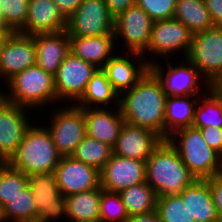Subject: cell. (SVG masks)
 I'll list each match as a JSON object with an SVG mask.
<instances>
[{
	"instance_id": "6da1fadb",
	"label": "cell",
	"mask_w": 222,
	"mask_h": 222,
	"mask_svg": "<svg viewBox=\"0 0 222 222\" xmlns=\"http://www.w3.org/2000/svg\"><path fill=\"white\" fill-rule=\"evenodd\" d=\"M166 99L161 81L149 69L130 90L119 96L124 122L152 130L164 140Z\"/></svg>"
},
{
	"instance_id": "7a4b0ae2",
	"label": "cell",
	"mask_w": 222,
	"mask_h": 222,
	"mask_svg": "<svg viewBox=\"0 0 222 222\" xmlns=\"http://www.w3.org/2000/svg\"><path fill=\"white\" fill-rule=\"evenodd\" d=\"M145 168L146 182L157 197L179 194L196 180L167 139L154 149Z\"/></svg>"
},
{
	"instance_id": "3957f363",
	"label": "cell",
	"mask_w": 222,
	"mask_h": 222,
	"mask_svg": "<svg viewBox=\"0 0 222 222\" xmlns=\"http://www.w3.org/2000/svg\"><path fill=\"white\" fill-rule=\"evenodd\" d=\"M61 157L47 128L32 124L7 163L26 175L51 173Z\"/></svg>"
},
{
	"instance_id": "277c9868",
	"label": "cell",
	"mask_w": 222,
	"mask_h": 222,
	"mask_svg": "<svg viewBox=\"0 0 222 222\" xmlns=\"http://www.w3.org/2000/svg\"><path fill=\"white\" fill-rule=\"evenodd\" d=\"M177 137L179 141L175 140ZM167 140L196 179L217 176L222 157L206 144L200 129L193 126L181 128L168 136Z\"/></svg>"
},
{
	"instance_id": "5b68a950",
	"label": "cell",
	"mask_w": 222,
	"mask_h": 222,
	"mask_svg": "<svg viewBox=\"0 0 222 222\" xmlns=\"http://www.w3.org/2000/svg\"><path fill=\"white\" fill-rule=\"evenodd\" d=\"M10 93H1L8 102L25 108L45 106L58 102L54 86V76L34 65L15 74L7 81ZM53 101V102H52Z\"/></svg>"
},
{
	"instance_id": "8992f818",
	"label": "cell",
	"mask_w": 222,
	"mask_h": 222,
	"mask_svg": "<svg viewBox=\"0 0 222 222\" xmlns=\"http://www.w3.org/2000/svg\"><path fill=\"white\" fill-rule=\"evenodd\" d=\"M203 75L205 91L222 75V27L193 34L186 57ZM205 77V79H204Z\"/></svg>"
},
{
	"instance_id": "52a82bcc",
	"label": "cell",
	"mask_w": 222,
	"mask_h": 222,
	"mask_svg": "<svg viewBox=\"0 0 222 222\" xmlns=\"http://www.w3.org/2000/svg\"><path fill=\"white\" fill-rule=\"evenodd\" d=\"M52 116L46 128L54 145L62 157L71 156L76 146L87 135L84 109L76 107L73 103L65 109L55 108Z\"/></svg>"
},
{
	"instance_id": "ba28073f",
	"label": "cell",
	"mask_w": 222,
	"mask_h": 222,
	"mask_svg": "<svg viewBox=\"0 0 222 222\" xmlns=\"http://www.w3.org/2000/svg\"><path fill=\"white\" fill-rule=\"evenodd\" d=\"M153 20L137 4L130 6L114 18V37L115 41L124 40L123 47L128 48V53L143 54L151 38Z\"/></svg>"
},
{
	"instance_id": "9c48e42d",
	"label": "cell",
	"mask_w": 222,
	"mask_h": 222,
	"mask_svg": "<svg viewBox=\"0 0 222 222\" xmlns=\"http://www.w3.org/2000/svg\"><path fill=\"white\" fill-rule=\"evenodd\" d=\"M114 16L104 0H83L67 19L69 36H101L114 34Z\"/></svg>"
},
{
	"instance_id": "30bf717a",
	"label": "cell",
	"mask_w": 222,
	"mask_h": 222,
	"mask_svg": "<svg viewBox=\"0 0 222 222\" xmlns=\"http://www.w3.org/2000/svg\"><path fill=\"white\" fill-rule=\"evenodd\" d=\"M28 186L34 196L39 222L67 218L66 198L60 192L54 172L27 175Z\"/></svg>"
},
{
	"instance_id": "8fae6325",
	"label": "cell",
	"mask_w": 222,
	"mask_h": 222,
	"mask_svg": "<svg viewBox=\"0 0 222 222\" xmlns=\"http://www.w3.org/2000/svg\"><path fill=\"white\" fill-rule=\"evenodd\" d=\"M97 69L94 64L86 62L70 52L54 75L57 99L61 102L63 99L68 102L72 101L71 104L78 101Z\"/></svg>"
},
{
	"instance_id": "7c38bea8",
	"label": "cell",
	"mask_w": 222,
	"mask_h": 222,
	"mask_svg": "<svg viewBox=\"0 0 222 222\" xmlns=\"http://www.w3.org/2000/svg\"><path fill=\"white\" fill-rule=\"evenodd\" d=\"M34 65H36L34 35L8 32L0 47V76L8 81L15 74Z\"/></svg>"
},
{
	"instance_id": "4fadbf2b",
	"label": "cell",
	"mask_w": 222,
	"mask_h": 222,
	"mask_svg": "<svg viewBox=\"0 0 222 222\" xmlns=\"http://www.w3.org/2000/svg\"><path fill=\"white\" fill-rule=\"evenodd\" d=\"M25 107L0 96V162H7L16 152L26 130L32 125Z\"/></svg>"
},
{
	"instance_id": "5bb4252c",
	"label": "cell",
	"mask_w": 222,
	"mask_h": 222,
	"mask_svg": "<svg viewBox=\"0 0 222 222\" xmlns=\"http://www.w3.org/2000/svg\"><path fill=\"white\" fill-rule=\"evenodd\" d=\"M192 36L190 30L175 18L154 21L146 53L152 52V55L160 57L163 55L169 60V54L174 55L176 50H184L186 58L190 51Z\"/></svg>"
},
{
	"instance_id": "9a60e30c",
	"label": "cell",
	"mask_w": 222,
	"mask_h": 222,
	"mask_svg": "<svg viewBox=\"0 0 222 222\" xmlns=\"http://www.w3.org/2000/svg\"><path fill=\"white\" fill-rule=\"evenodd\" d=\"M54 174L64 197L100 187V171L72 156L61 157Z\"/></svg>"
},
{
	"instance_id": "2e32d148",
	"label": "cell",
	"mask_w": 222,
	"mask_h": 222,
	"mask_svg": "<svg viewBox=\"0 0 222 222\" xmlns=\"http://www.w3.org/2000/svg\"><path fill=\"white\" fill-rule=\"evenodd\" d=\"M145 161L112 154L100 171L102 189L120 193L146 181Z\"/></svg>"
},
{
	"instance_id": "e0dca14e",
	"label": "cell",
	"mask_w": 222,
	"mask_h": 222,
	"mask_svg": "<svg viewBox=\"0 0 222 222\" xmlns=\"http://www.w3.org/2000/svg\"><path fill=\"white\" fill-rule=\"evenodd\" d=\"M186 65L181 63V65L176 66L167 62L166 73L161 67V64L152 62L150 65V70L156 75V77L161 81L164 93L167 97L170 96H198L200 92L199 81L202 80V75L198 69L187 59L184 58ZM185 65V66H184ZM165 75V76H164ZM201 77V78H200ZM198 84V85H197Z\"/></svg>"
},
{
	"instance_id": "ac0fdd59",
	"label": "cell",
	"mask_w": 222,
	"mask_h": 222,
	"mask_svg": "<svg viewBox=\"0 0 222 222\" xmlns=\"http://www.w3.org/2000/svg\"><path fill=\"white\" fill-rule=\"evenodd\" d=\"M111 57L102 68L112 84L114 91L120 96L123 92L130 90L150 69L153 61H144L143 55L138 53H126ZM132 54V55H128ZM137 60V64L130 59L131 56ZM128 56V57H127ZM142 59V60H141ZM141 62H140V61Z\"/></svg>"
},
{
	"instance_id": "d6986e66",
	"label": "cell",
	"mask_w": 222,
	"mask_h": 222,
	"mask_svg": "<svg viewBox=\"0 0 222 222\" xmlns=\"http://www.w3.org/2000/svg\"><path fill=\"white\" fill-rule=\"evenodd\" d=\"M162 140L152 130L124 123L112 148L113 154L146 161Z\"/></svg>"
},
{
	"instance_id": "ffe728a7",
	"label": "cell",
	"mask_w": 222,
	"mask_h": 222,
	"mask_svg": "<svg viewBox=\"0 0 222 222\" xmlns=\"http://www.w3.org/2000/svg\"><path fill=\"white\" fill-rule=\"evenodd\" d=\"M36 65L51 73H57L62 61L70 53V38L67 30L34 35Z\"/></svg>"
},
{
	"instance_id": "44dd1931",
	"label": "cell",
	"mask_w": 222,
	"mask_h": 222,
	"mask_svg": "<svg viewBox=\"0 0 222 222\" xmlns=\"http://www.w3.org/2000/svg\"><path fill=\"white\" fill-rule=\"evenodd\" d=\"M67 28V19L53 0H29L23 34L55 33Z\"/></svg>"
},
{
	"instance_id": "7402d4cb",
	"label": "cell",
	"mask_w": 222,
	"mask_h": 222,
	"mask_svg": "<svg viewBox=\"0 0 222 222\" xmlns=\"http://www.w3.org/2000/svg\"><path fill=\"white\" fill-rule=\"evenodd\" d=\"M84 116L87 135L113 148L125 123L119 105L116 112L107 107L84 109Z\"/></svg>"
},
{
	"instance_id": "603a6c76",
	"label": "cell",
	"mask_w": 222,
	"mask_h": 222,
	"mask_svg": "<svg viewBox=\"0 0 222 222\" xmlns=\"http://www.w3.org/2000/svg\"><path fill=\"white\" fill-rule=\"evenodd\" d=\"M70 52L82 60L103 68L106 62L113 57L116 44L114 34L101 36H69Z\"/></svg>"
},
{
	"instance_id": "cb8c5ba5",
	"label": "cell",
	"mask_w": 222,
	"mask_h": 222,
	"mask_svg": "<svg viewBox=\"0 0 222 222\" xmlns=\"http://www.w3.org/2000/svg\"><path fill=\"white\" fill-rule=\"evenodd\" d=\"M178 195L195 222H215L219 219L206 179H196Z\"/></svg>"
},
{
	"instance_id": "d4e9b609",
	"label": "cell",
	"mask_w": 222,
	"mask_h": 222,
	"mask_svg": "<svg viewBox=\"0 0 222 222\" xmlns=\"http://www.w3.org/2000/svg\"><path fill=\"white\" fill-rule=\"evenodd\" d=\"M197 99L198 97L193 98V96L167 97L164 118V140L178 129L193 126Z\"/></svg>"
},
{
	"instance_id": "484cf974",
	"label": "cell",
	"mask_w": 222,
	"mask_h": 222,
	"mask_svg": "<svg viewBox=\"0 0 222 222\" xmlns=\"http://www.w3.org/2000/svg\"><path fill=\"white\" fill-rule=\"evenodd\" d=\"M112 101L117 103L116 106L119 105V95L114 91L106 72L102 68H98L87 83L84 94L77 102H74L77 103L74 105L81 109H88L91 106L92 108H106Z\"/></svg>"
},
{
	"instance_id": "4316f807",
	"label": "cell",
	"mask_w": 222,
	"mask_h": 222,
	"mask_svg": "<svg viewBox=\"0 0 222 222\" xmlns=\"http://www.w3.org/2000/svg\"><path fill=\"white\" fill-rule=\"evenodd\" d=\"M102 196V187L68 195L67 219L69 222H100V199Z\"/></svg>"
},
{
	"instance_id": "83f0119b",
	"label": "cell",
	"mask_w": 222,
	"mask_h": 222,
	"mask_svg": "<svg viewBox=\"0 0 222 222\" xmlns=\"http://www.w3.org/2000/svg\"><path fill=\"white\" fill-rule=\"evenodd\" d=\"M173 18L182 22L192 34L214 27L204 0H177Z\"/></svg>"
},
{
	"instance_id": "f1b7e54d",
	"label": "cell",
	"mask_w": 222,
	"mask_h": 222,
	"mask_svg": "<svg viewBox=\"0 0 222 222\" xmlns=\"http://www.w3.org/2000/svg\"><path fill=\"white\" fill-rule=\"evenodd\" d=\"M119 194L129 217L156 210V192L146 181L133 185Z\"/></svg>"
},
{
	"instance_id": "f546056e",
	"label": "cell",
	"mask_w": 222,
	"mask_h": 222,
	"mask_svg": "<svg viewBox=\"0 0 222 222\" xmlns=\"http://www.w3.org/2000/svg\"><path fill=\"white\" fill-rule=\"evenodd\" d=\"M206 93L197 101L195 106L193 127L197 129L206 127L222 128V97L210 87Z\"/></svg>"
},
{
	"instance_id": "4dcf8cb0",
	"label": "cell",
	"mask_w": 222,
	"mask_h": 222,
	"mask_svg": "<svg viewBox=\"0 0 222 222\" xmlns=\"http://www.w3.org/2000/svg\"><path fill=\"white\" fill-rule=\"evenodd\" d=\"M113 149L109 145L86 135L76 146L71 155L74 159L82 161L91 167L101 171L104 165L109 161Z\"/></svg>"
},
{
	"instance_id": "1f68e13d",
	"label": "cell",
	"mask_w": 222,
	"mask_h": 222,
	"mask_svg": "<svg viewBox=\"0 0 222 222\" xmlns=\"http://www.w3.org/2000/svg\"><path fill=\"white\" fill-rule=\"evenodd\" d=\"M6 221L27 222L37 220V208L29 186L3 205Z\"/></svg>"
},
{
	"instance_id": "d6a6232c",
	"label": "cell",
	"mask_w": 222,
	"mask_h": 222,
	"mask_svg": "<svg viewBox=\"0 0 222 222\" xmlns=\"http://www.w3.org/2000/svg\"><path fill=\"white\" fill-rule=\"evenodd\" d=\"M27 186L26 174L11 167L7 162H0V204L2 206Z\"/></svg>"
},
{
	"instance_id": "836d02e7",
	"label": "cell",
	"mask_w": 222,
	"mask_h": 222,
	"mask_svg": "<svg viewBox=\"0 0 222 222\" xmlns=\"http://www.w3.org/2000/svg\"><path fill=\"white\" fill-rule=\"evenodd\" d=\"M29 0H0L2 29L21 32L28 17Z\"/></svg>"
},
{
	"instance_id": "e575fe53",
	"label": "cell",
	"mask_w": 222,
	"mask_h": 222,
	"mask_svg": "<svg viewBox=\"0 0 222 222\" xmlns=\"http://www.w3.org/2000/svg\"><path fill=\"white\" fill-rule=\"evenodd\" d=\"M156 210L161 222H195L178 194L157 197Z\"/></svg>"
},
{
	"instance_id": "d590c367",
	"label": "cell",
	"mask_w": 222,
	"mask_h": 222,
	"mask_svg": "<svg viewBox=\"0 0 222 222\" xmlns=\"http://www.w3.org/2000/svg\"><path fill=\"white\" fill-rule=\"evenodd\" d=\"M100 222H126L129 218L121 196L117 192L102 189Z\"/></svg>"
},
{
	"instance_id": "8d00e7d4",
	"label": "cell",
	"mask_w": 222,
	"mask_h": 222,
	"mask_svg": "<svg viewBox=\"0 0 222 222\" xmlns=\"http://www.w3.org/2000/svg\"><path fill=\"white\" fill-rule=\"evenodd\" d=\"M177 0H136L153 21L173 18Z\"/></svg>"
},
{
	"instance_id": "74e56055",
	"label": "cell",
	"mask_w": 222,
	"mask_h": 222,
	"mask_svg": "<svg viewBox=\"0 0 222 222\" xmlns=\"http://www.w3.org/2000/svg\"><path fill=\"white\" fill-rule=\"evenodd\" d=\"M200 132L206 144L222 157V128L206 127Z\"/></svg>"
},
{
	"instance_id": "f35d334b",
	"label": "cell",
	"mask_w": 222,
	"mask_h": 222,
	"mask_svg": "<svg viewBox=\"0 0 222 222\" xmlns=\"http://www.w3.org/2000/svg\"><path fill=\"white\" fill-rule=\"evenodd\" d=\"M206 180L211 189L217 214L222 219V181L217 176L206 178Z\"/></svg>"
},
{
	"instance_id": "ab89813d",
	"label": "cell",
	"mask_w": 222,
	"mask_h": 222,
	"mask_svg": "<svg viewBox=\"0 0 222 222\" xmlns=\"http://www.w3.org/2000/svg\"><path fill=\"white\" fill-rule=\"evenodd\" d=\"M214 27H222V0H204Z\"/></svg>"
},
{
	"instance_id": "60d3db41",
	"label": "cell",
	"mask_w": 222,
	"mask_h": 222,
	"mask_svg": "<svg viewBox=\"0 0 222 222\" xmlns=\"http://www.w3.org/2000/svg\"><path fill=\"white\" fill-rule=\"evenodd\" d=\"M83 0H53L62 15L68 19L80 6Z\"/></svg>"
},
{
	"instance_id": "b9f144b4",
	"label": "cell",
	"mask_w": 222,
	"mask_h": 222,
	"mask_svg": "<svg viewBox=\"0 0 222 222\" xmlns=\"http://www.w3.org/2000/svg\"><path fill=\"white\" fill-rule=\"evenodd\" d=\"M109 12L116 17L122 11L134 5L136 0H104Z\"/></svg>"
},
{
	"instance_id": "7bdbcfd3",
	"label": "cell",
	"mask_w": 222,
	"mask_h": 222,
	"mask_svg": "<svg viewBox=\"0 0 222 222\" xmlns=\"http://www.w3.org/2000/svg\"><path fill=\"white\" fill-rule=\"evenodd\" d=\"M126 222H161L157 210L146 214L131 216Z\"/></svg>"
},
{
	"instance_id": "ee69618b",
	"label": "cell",
	"mask_w": 222,
	"mask_h": 222,
	"mask_svg": "<svg viewBox=\"0 0 222 222\" xmlns=\"http://www.w3.org/2000/svg\"><path fill=\"white\" fill-rule=\"evenodd\" d=\"M211 87L222 97V75L211 84Z\"/></svg>"
},
{
	"instance_id": "f6af8a7d",
	"label": "cell",
	"mask_w": 222,
	"mask_h": 222,
	"mask_svg": "<svg viewBox=\"0 0 222 222\" xmlns=\"http://www.w3.org/2000/svg\"><path fill=\"white\" fill-rule=\"evenodd\" d=\"M7 34L8 31L0 28V47Z\"/></svg>"
},
{
	"instance_id": "bcb514c9",
	"label": "cell",
	"mask_w": 222,
	"mask_h": 222,
	"mask_svg": "<svg viewBox=\"0 0 222 222\" xmlns=\"http://www.w3.org/2000/svg\"><path fill=\"white\" fill-rule=\"evenodd\" d=\"M6 221L4 211H3V206L0 204V222Z\"/></svg>"
},
{
	"instance_id": "7dc6e473",
	"label": "cell",
	"mask_w": 222,
	"mask_h": 222,
	"mask_svg": "<svg viewBox=\"0 0 222 222\" xmlns=\"http://www.w3.org/2000/svg\"><path fill=\"white\" fill-rule=\"evenodd\" d=\"M217 177L222 181V165L218 171Z\"/></svg>"
},
{
	"instance_id": "c3c4849f",
	"label": "cell",
	"mask_w": 222,
	"mask_h": 222,
	"mask_svg": "<svg viewBox=\"0 0 222 222\" xmlns=\"http://www.w3.org/2000/svg\"><path fill=\"white\" fill-rule=\"evenodd\" d=\"M2 9L0 7V28L2 29Z\"/></svg>"
},
{
	"instance_id": "681fc988",
	"label": "cell",
	"mask_w": 222,
	"mask_h": 222,
	"mask_svg": "<svg viewBox=\"0 0 222 222\" xmlns=\"http://www.w3.org/2000/svg\"><path fill=\"white\" fill-rule=\"evenodd\" d=\"M215 222H222V219H220V218H219V219H218V220H216Z\"/></svg>"
}]
</instances>
